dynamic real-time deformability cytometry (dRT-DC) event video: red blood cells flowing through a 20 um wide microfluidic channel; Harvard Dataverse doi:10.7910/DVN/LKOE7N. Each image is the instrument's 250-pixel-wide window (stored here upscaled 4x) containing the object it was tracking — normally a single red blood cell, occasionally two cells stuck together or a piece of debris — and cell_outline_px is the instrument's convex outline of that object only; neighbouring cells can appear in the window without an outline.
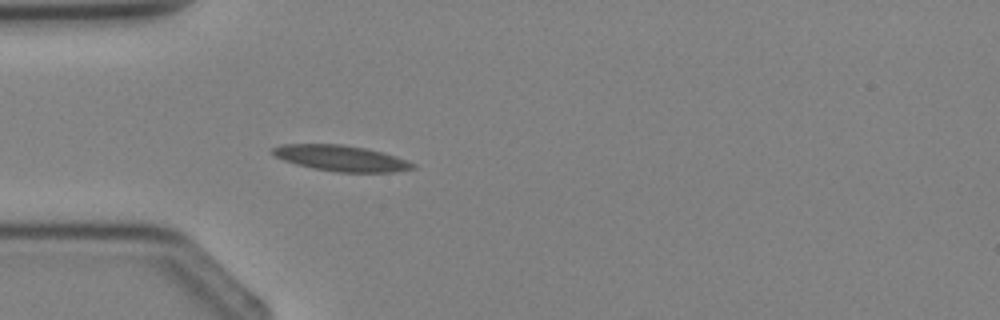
{"species": "Egyptian fruit bat (a non-hibernating species)", "species_latin": "Rousettus aegyptiacus", "temperature_condition": "cold", "stored_images_in_passage": 3, "camera_frame_rate_fps": 3000, "um_per_image_px": 0.085, "animal": {"sex": "female"}, "frame": {"image": 1, "passage_image": 3, "time_ms": 2.333, "image_size_px": [1000, 320], "cell_outline_px": [[416, 168], [392, 172], [336, 172], [296, 164], [284, 160], [276, 156], [272, 152], [272, 148], [280, 144], [340, 144], [364, 148], [380, 152], [416, 164]], "centroid_in_image_um": [28.96, 13.45], "position_along_channel_um": 56.0, "area_um2": 20.63}}